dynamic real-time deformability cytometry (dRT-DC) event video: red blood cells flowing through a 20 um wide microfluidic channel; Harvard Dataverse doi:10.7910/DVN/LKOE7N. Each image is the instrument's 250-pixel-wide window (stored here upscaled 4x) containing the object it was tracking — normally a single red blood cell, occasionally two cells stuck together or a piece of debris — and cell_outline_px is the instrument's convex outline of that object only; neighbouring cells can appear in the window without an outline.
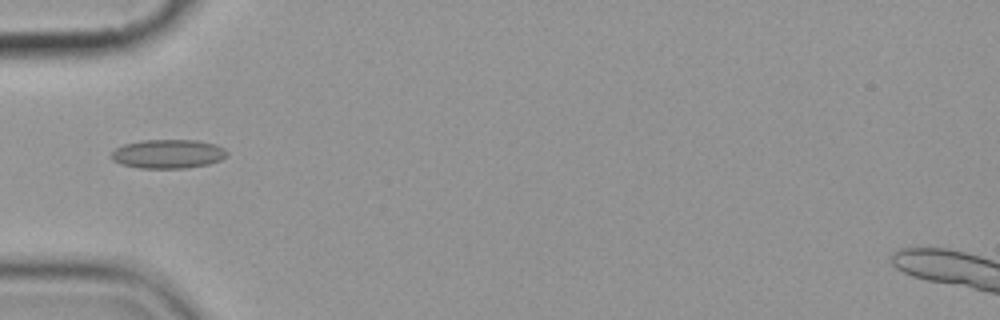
{"species": "common noctule bat (a hibernating species)", "species_latin": "Nyctalus noctula", "temperature_condition": "cold", "stored_images_in_passage": 10, "camera_frame_rate_fps": 3000, "um_per_image_px": 0.085, "animal": {"sex": "female", "body_mass_g": 19.9}, "frame": {"image": 1, "passage_image": 6, "time_ms": 5.667, "image_size_px": [1000, 320], "cell_outline_px": [[228, 156], [220, 160], [208, 164], [184, 168], [140, 168], [120, 164], [112, 160], [112, 152], [116, 148], [124, 144], [140, 140], [196, 140], [216, 144], [224, 148], [228, 152]], "centroid_in_image_um": [14.3, 13.08], "position_along_channel_um": 70.7, "area_um2": 19.59}}
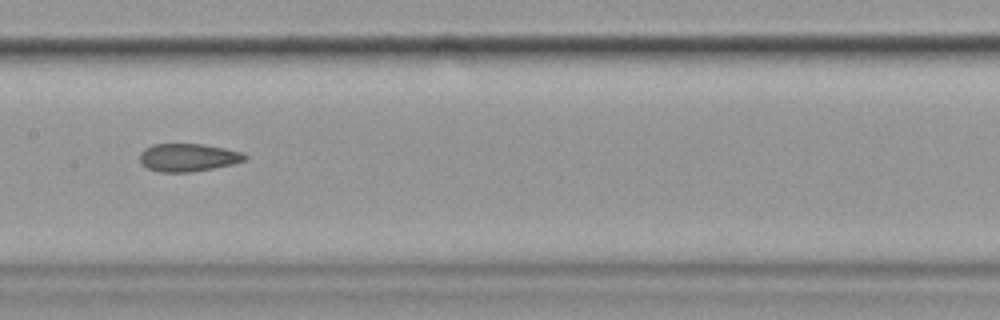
{"frame": {"image": 2, "passage_image": 9, "time_ms": 9.0, "image_size_px": [1000, 320], "cell_outline_px": [[248, 160], [232, 164], [212, 168], [188, 172], [160, 172], [148, 168], [140, 160], [140, 152], [144, 148], [152, 144], [204, 144], [244, 152], [248, 156]], "centroid_in_image_um": [16.02, 13.37], "position_along_channel_um": 191.4, "area_um2": 17.11}}
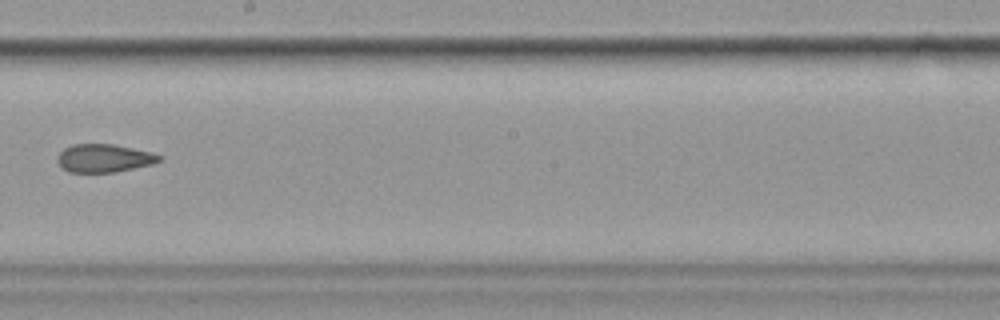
{"frame": {"image": 3, "passage_image": 10, "time_ms": 10.333, "image_size_px": [1000, 320], "cell_outline_px": [[164, 156], [160, 160], [152, 164], [112, 172], [68, 172], [56, 160], [60, 152], [64, 148], [72, 144], [112, 144], [152, 152]], "centroid_in_image_um": [8.84, 13.43], "position_along_channel_um": 239.4, "area_um2": 16.53}}